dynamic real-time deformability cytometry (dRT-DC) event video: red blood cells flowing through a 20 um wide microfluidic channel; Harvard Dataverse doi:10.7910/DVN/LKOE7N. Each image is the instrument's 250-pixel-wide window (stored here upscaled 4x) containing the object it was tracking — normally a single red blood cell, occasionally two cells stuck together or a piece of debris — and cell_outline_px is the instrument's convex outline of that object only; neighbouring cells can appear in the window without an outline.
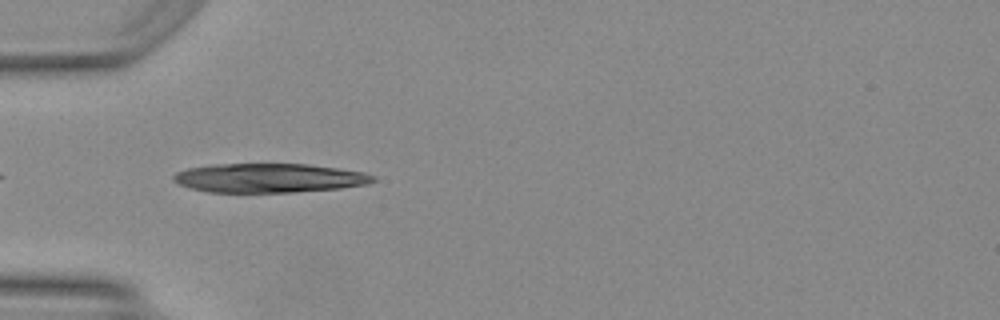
{"species": "Egyptian fruit bat (a non-hibernating species)", "species_latin": "Rousettus aegyptiacus", "temperature_condition": "warm", "stored_images_in_passage": 13, "camera_frame_rate_fps": 3000, "um_per_image_px": 0.085, "animal": {"sex": "female"}, "frame": {"image": 1, "passage_image": 3, "time_ms": 0.667, "image_size_px": [1000, 320], "cell_outline_px": [[376, 180], [368, 184], [340, 188], [292, 192], [208, 192], [192, 188], [180, 184], [172, 180], [172, 176], [176, 172], [188, 168], [212, 164], [308, 164], [364, 172], [376, 176]], "centroid_in_image_um": [22.88, 15.12], "position_along_channel_um": 62.1, "area_um2": 33.81}}
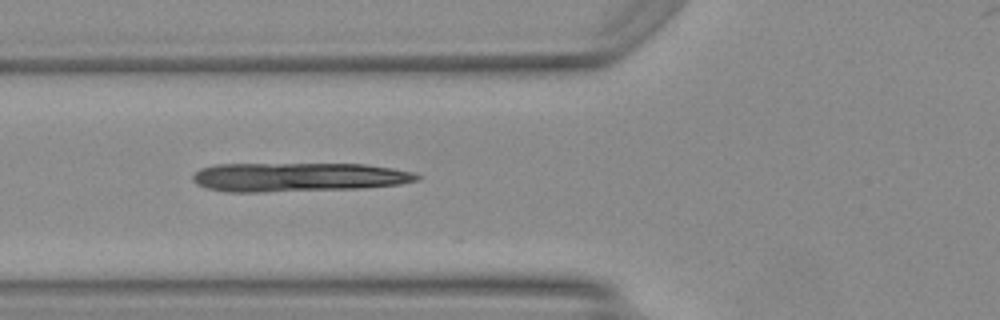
{"frame": {"image": 2, "passage_image": 6, "time_ms": 1.667, "image_size_px": [1000, 320], "cell_outline_px": [[420, 176], [416, 180], [400, 184], [360, 188], [264, 192], [224, 192], [208, 188], [196, 184], [192, 180], [192, 176], [200, 168], [216, 164], [368, 164], [392, 168], [412, 172]], "centroid_in_image_um": [25.3, 15.05], "position_along_channel_um": 100.5, "area_um2": 37.92}}
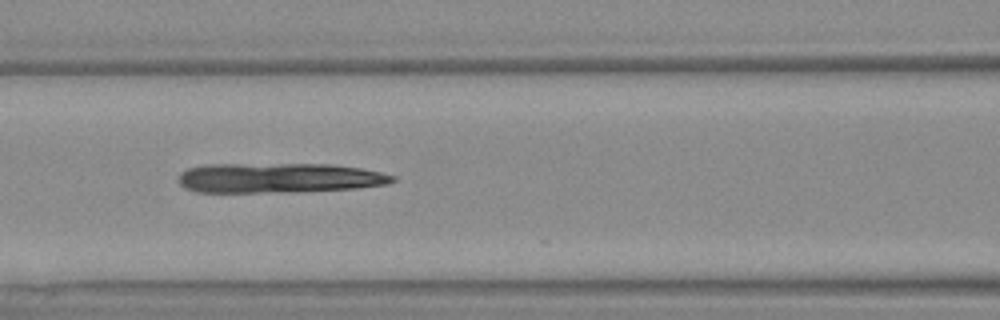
{"frame": {"image": 3, "passage_image": 9, "time_ms": 2.667, "image_size_px": [1000, 320], "cell_outline_px": [[396, 180], [388, 184], [356, 188], [260, 192], [196, 192], [184, 188], [180, 184], [180, 172], [188, 168], [208, 164], [332, 164], [360, 168], [380, 172], [396, 176]], "centroid_in_image_um": [23.69, 15.11], "position_along_channel_um": 142.9, "area_um2": 36.93}}